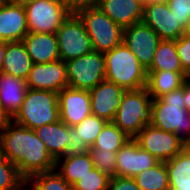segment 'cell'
I'll return each mask as SVG.
<instances>
[{
  "label": "cell",
  "mask_w": 190,
  "mask_h": 190,
  "mask_svg": "<svg viewBox=\"0 0 190 190\" xmlns=\"http://www.w3.org/2000/svg\"><path fill=\"white\" fill-rule=\"evenodd\" d=\"M0 153L16 166L25 181L56 168V161L36 132L13 120L0 131Z\"/></svg>",
  "instance_id": "1"
},
{
  "label": "cell",
  "mask_w": 190,
  "mask_h": 190,
  "mask_svg": "<svg viewBox=\"0 0 190 190\" xmlns=\"http://www.w3.org/2000/svg\"><path fill=\"white\" fill-rule=\"evenodd\" d=\"M150 124L190 145V112L185 108L183 87L152 99Z\"/></svg>",
  "instance_id": "2"
},
{
  "label": "cell",
  "mask_w": 190,
  "mask_h": 190,
  "mask_svg": "<svg viewBox=\"0 0 190 190\" xmlns=\"http://www.w3.org/2000/svg\"><path fill=\"white\" fill-rule=\"evenodd\" d=\"M74 12L85 25L93 51L105 53L123 42V28L91 1L74 5Z\"/></svg>",
  "instance_id": "3"
},
{
  "label": "cell",
  "mask_w": 190,
  "mask_h": 190,
  "mask_svg": "<svg viewBox=\"0 0 190 190\" xmlns=\"http://www.w3.org/2000/svg\"><path fill=\"white\" fill-rule=\"evenodd\" d=\"M105 79L126 90L146 87L147 70L124 42L104 53Z\"/></svg>",
  "instance_id": "4"
},
{
  "label": "cell",
  "mask_w": 190,
  "mask_h": 190,
  "mask_svg": "<svg viewBox=\"0 0 190 190\" xmlns=\"http://www.w3.org/2000/svg\"><path fill=\"white\" fill-rule=\"evenodd\" d=\"M12 120L32 130L56 123L60 120L58 93L28 88L21 108Z\"/></svg>",
  "instance_id": "5"
},
{
  "label": "cell",
  "mask_w": 190,
  "mask_h": 190,
  "mask_svg": "<svg viewBox=\"0 0 190 190\" xmlns=\"http://www.w3.org/2000/svg\"><path fill=\"white\" fill-rule=\"evenodd\" d=\"M151 103L152 97L146 87L126 90L112 122L128 137L134 139L147 124H150Z\"/></svg>",
  "instance_id": "6"
},
{
  "label": "cell",
  "mask_w": 190,
  "mask_h": 190,
  "mask_svg": "<svg viewBox=\"0 0 190 190\" xmlns=\"http://www.w3.org/2000/svg\"><path fill=\"white\" fill-rule=\"evenodd\" d=\"M27 27L33 33H54L74 11L67 0H38L24 5Z\"/></svg>",
  "instance_id": "7"
},
{
  "label": "cell",
  "mask_w": 190,
  "mask_h": 190,
  "mask_svg": "<svg viewBox=\"0 0 190 190\" xmlns=\"http://www.w3.org/2000/svg\"><path fill=\"white\" fill-rule=\"evenodd\" d=\"M65 64L70 88L90 90L105 79L104 53L92 51Z\"/></svg>",
  "instance_id": "8"
},
{
  "label": "cell",
  "mask_w": 190,
  "mask_h": 190,
  "mask_svg": "<svg viewBox=\"0 0 190 190\" xmlns=\"http://www.w3.org/2000/svg\"><path fill=\"white\" fill-rule=\"evenodd\" d=\"M59 57L66 62L93 51L85 25L73 11L56 32Z\"/></svg>",
  "instance_id": "9"
},
{
  "label": "cell",
  "mask_w": 190,
  "mask_h": 190,
  "mask_svg": "<svg viewBox=\"0 0 190 190\" xmlns=\"http://www.w3.org/2000/svg\"><path fill=\"white\" fill-rule=\"evenodd\" d=\"M139 146L160 162H166L179 154L187 144L177 135L147 124L134 138Z\"/></svg>",
  "instance_id": "10"
},
{
  "label": "cell",
  "mask_w": 190,
  "mask_h": 190,
  "mask_svg": "<svg viewBox=\"0 0 190 190\" xmlns=\"http://www.w3.org/2000/svg\"><path fill=\"white\" fill-rule=\"evenodd\" d=\"M160 41L157 33L143 22L135 23L123 29V42L146 70L151 67Z\"/></svg>",
  "instance_id": "11"
},
{
  "label": "cell",
  "mask_w": 190,
  "mask_h": 190,
  "mask_svg": "<svg viewBox=\"0 0 190 190\" xmlns=\"http://www.w3.org/2000/svg\"><path fill=\"white\" fill-rule=\"evenodd\" d=\"M27 88L59 93L68 87L66 64L61 59L44 64H33L26 79Z\"/></svg>",
  "instance_id": "12"
},
{
  "label": "cell",
  "mask_w": 190,
  "mask_h": 190,
  "mask_svg": "<svg viewBox=\"0 0 190 190\" xmlns=\"http://www.w3.org/2000/svg\"><path fill=\"white\" fill-rule=\"evenodd\" d=\"M159 162L148 151L143 150L135 139H129L116 152L115 176L133 178L138 173L152 168Z\"/></svg>",
  "instance_id": "13"
},
{
  "label": "cell",
  "mask_w": 190,
  "mask_h": 190,
  "mask_svg": "<svg viewBox=\"0 0 190 190\" xmlns=\"http://www.w3.org/2000/svg\"><path fill=\"white\" fill-rule=\"evenodd\" d=\"M60 120L69 127L92 114L89 90L66 87L58 93Z\"/></svg>",
  "instance_id": "14"
},
{
  "label": "cell",
  "mask_w": 190,
  "mask_h": 190,
  "mask_svg": "<svg viewBox=\"0 0 190 190\" xmlns=\"http://www.w3.org/2000/svg\"><path fill=\"white\" fill-rule=\"evenodd\" d=\"M142 22L150 26L161 40H177L183 35V28L178 24L167 2H156L143 8Z\"/></svg>",
  "instance_id": "15"
},
{
  "label": "cell",
  "mask_w": 190,
  "mask_h": 190,
  "mask_svg": "<svg viewBox=\"0 0 190 190\" xmlns=\"http://www.w3.org/2000/svg\"><path fill=\"white\" fill-rule=\"evenodd\" d=\"M126 89L104 79L89 90L92 114L113 121Z\"/></svg>",
  "instance_id": "16"
},
{
  "label": "cell",
  "mask_w": 190,
  "mask_h": 190,
  "mask_svg": "<svg viewBox=\"0 0 190 190\" xmlns=\"http://www.w3.org/2000/svg\"><path fill=\"white\" fill-rule=\"evenodd\" d=\"M28 32L24 5L4 0L0 6V40L22 41Z\"/></svg>",
  "instance_id": "17"
},
{
  "label": "cell",
  "mask_w": 190,
  "mask_h": 190,
  "mask_svg": "<svg viewBox=\"0 0 190 190\" xmlns=\"http://www.w3.org/2000/svg\"><path fill=\"white\" fill-rule=\"evenodd\" d=\"M91 2L123 29L142 22L143 7L136 0H91Z\"/></svg>",
  "instance_id": "18"
},
{
  "label": "cell",
  "mask_w": 190,
  "mask_h": 190,
  "mask_svg": "<svg viewBox=\"0 0 190 190\" xmlns=\"http://www.w3.org/2000/svg\"><path fill=\"white\" fill-rule=\"evenodd\" d=\"M22 42L33 64H44L60 59L57 36L54 33L28 32Z\"/></svg>",
  "instance_id": "19"
},
{
  "label": "cell",
  "mask_w": 190,
  "mask_h": 190,
  "mask_svg": "<svg viewBox=\"0 0 190 190\" xmlns=\"http://www.w3.org/2000/svg\"><path fill=\"white\" fill-rule=\"evenodd\" d=\"M27 89L25 80L0 72V103L11 119L20 110Z\"/></svg>",
  "instance_id": "20"
},
{
  "label": "cell",
  "mask_w": 190,
  "mask_h": 190,
  "mask_svg": "<svg viewBox=\"0 0 190 190\" xmlns=\"http://www.w3.org/2000/svg\"><path fill=\"white\" fill-rule=\"evenodd\" d=\"M1 72L26 81L33 62L22 41L6 42Z\"/></svg>",
  "instance_id": "21"
},
{
  "label": "cell",
  "mask_w": 190,
  "mask_h": 190,
  "mask_svg": "<svg viewBox=\"0 0 190 190\" xmlns=\"http://www.w3.org/2000/svg\"><path fill=\"white\" fill-rule=\"evenodd\" d=\"M34 131L55 161L65 156V149L69 143V126L66 123L59 120L56 123L45 124Z\"/></svg>",
  "instance_id": "22"
},
{
  "label": "cell",
  "mask_w": 190,
  "mask_h": 190,
  "mask_svg": "<svg viewBox=\"0 0 190 190\" xmlns=\"http://www.w3.org/2000/svg\"><path fill=\"white\" fill-rule=\"evenodd\" d=\"M187 78L186 72L147 71L146 89L152 99H157L181 88Z\"/></svg>",
  "instance_id": "23"
},
{
  "label": "cell",
  "mask_w": 190,
  "mask_h": 190,
  "mask_svg": "<svg viewBox=\"0 0 190 190\" xmlns=\"http://www.w3.org/2000/svg\"><path fill=\"white\" fill-rule=\"evenodd\" d=\"M165 164L170 190H190V145Z\"/></svg>",
  "instance_id": "24"
},
{
  "label": "cell",
  "mask_w": 190,
  "mask_h": 190,
  "mask_svg": "<svg viewBox=\"0 0 190 190\" xmlns=\"http://www.w3.org/2000/svg\"><path fill=\"white\" fill-rule=\"evenodd\" d=\"M63 160V162L61 161ZM62 162V163H61ZM57 171L70 185H73L80 177L87 174L94 167L90 152L83 155L63 156L56 160Z\"/></svg>",
  "instance_id": "25"
},
{
  "label": "cell",
  "mask_w": 190,
  "mask_h": 190,
  "mask_svg": "<svg viewBox=\"0 0 190 190\" xmlns=\"http://www.w3.org/2000/svg\"><path fill=\"white\" fill-rule=\"evenodd\" d=\"M147 71L185 72L176 49V40H161L155 51L151 67Z\"/></svg>",
  "instance_id": "26"
},
{
  "label": "cell",
  "mask_w": 190,
  "mask_h": 190,
  "mask_svg": "<svg viewBox=\"0 0 190 190\" xmlns=\"http://www.w3.org/2000/svg\"><path fill=\"white\" fill-rule=\"evenodd\" d=\"M141 190H170L168 170L165 162H159L133 177Z\"/></svg>",
  "instance_id": "27"
},
{
  "label": "cell",
  "mask_w": 190,
  "mask_h": 190,
  "mask_svg": "<svg viewBox=\"0 0 190 190\" xmlns=\"http://www.w3.org/2000/svg\"><path fill=\"white\" fill-rule=\"evenodd\" d=\"M128 137L119 127L112 121H108L102 131L96 137L91 147L100 148L101 151H118L128 140Z\"/></svg>",
  "instance_id": "28"
},
{
  "label": "cell",
  "mask_w": 190,
  "mask_h": 190,
  "mask_svg": "<svg viewBox=\"0 0 190 190\" xmlns=\"http://www.w3.org/2000/svg\"><path fill=\"white\" fill-rule=\"evenodd\" d=\"M29 183L32 186L31 190H73V186L56 169L29 177L25 184L29 185Z\"/></svg>",
  "instance_id": "29"
},
{
  "label": "cell",
  "mask_w": 190,
  "mask_h": 190,
  "mask_svg": "<svg viewBox=\"0 0 190 190\" xmlns=\"http://www.w3.org/2000/svg\"><path fill=\"white\" fill-rule=\"evenodd\" d=\"M24 184L16 166L0 153V190H18Z\"/></svg>",
  "instance_id": "30"
},
{
  "label": "cell",
  "mask_w": 190,
  "mask_h": 190,
  "mask_svg": "<svg viewBox=\"0 0 190 190\" xmlns=\"http://www.w3.org/2000/svg\"><path fill=\"white\" fill-rule=\"evenodd\" d=\"M107 122V120L91 114L74 127L78 131L79 137L91 147Z\"/></svg>",
  "instance_id": "31"
},
{
  "label": "cell",
  "mask_w": 190,
  "mask_h": 190,
  "mask_svg": "<svg viewBox=\"0 0 190 190\" xmlns=\"http://www.w3.org/2000/svg\"><path fill=\"white\" fill-rule=\"evenodd\" d=\"M110 177L93 167L72 186L73 190H108Z\"/></svg>",
  "instance_id": "32"
},
{
  "label": "cell",
  "mask_w": 190,
  "mask_h": 190,
  "mask_svg": "<svg viewBox=\"0 0 190 190\" xmlns=\"http://www.w3.org/2000/svg\"><path fill=\"white\" fill-rule=\"evenodd\" d=\"M94 167L113 178L116 173V151H101L100 148L90 147Z\"/></svg>",
  "instance_id": "33"
},
{
  "label": "cell",
  "mask_w": 190,
  "mask_h": 190,
  "mask_svg": "<svg viewBox=\"0 0 190 190\" xmlns=\"http://www.w3.org/2000/svg\"><path fill=\"white\" fill-rule=\"evenodd\" d=\"M168 7L184 29L190 22V0H168Z\"/></svg>",
  "instance_id": "34"
},
{
  "label": "cell",
  "mask_w": 190,
  "mask_h": 190,
  "mask_svg": "<svg viewBox=\"0 0 190 190\" xmlns=\"http://www.w3.org/2000/svg\"><path fill=\"white\" fill-rule=\"evenodd\" d=\"M90 147L79 137L75 127H69V143L65 149V156L83 155L89 152Z\"/></svg>",
  "instance_id": "35"
},
{
  "label": "cell",
  "mask_w": 190,
  "mask_h": 190,
  "mask_svg": "<svg viewBox=\"0 0 190 190\" xmlns=\"http://www.w3.org/2000/svg\"><path fill=\"white\" fill-rule=\"evenodd\" d=\"M176 49L183 70L190 74V39L182 35L176 40Z\"/></svg>",
  "instance_id": "36"
},
{
  "label": "cell",
  "mask_w": 190,
  "mask_h": 190,
  "mask_svg": "<svg viewBox=\"0 0 190 190\" xmlns=\"http://www.w3.org/2000/svg\"><path fill=\"white\" fill-rule=\"evenodd\" d=\"M108 190H141V189L137 186L133 178L114 176L109 180Z\"/></svg>",
  "instance_id": "37"
},
{
  "label": "cell",
  "mask_w": 190,
  "mask_h": 190,
  "mask_svg": "<svg viewBox=\"0 0 190 190\" xmlns=\"http://www.w3.org/2000/svg\"><path fill=\"white\" fill-rule=\"evenodd\" d=\"M184 89V104L187 111L190 112V79H186L182 85Z\"/></svg>",
  "instance_id": "38"
},
{
  "label": "cell",
  "mask_w": 190,
  "mask_h": 190,
  "mask_svg": "<svg viewBox=\"0 0 190 190\" xmlns=\"http://www.w3.org/2000/svg\"><path fill=\"white\" fill-rule=\"evenodd\" d=\"M12 119L3 109L0 103V131L11 121Z\"/></svg>",
  "instance_id": "39"
},
{
  "label": "cell",
  "mask_w": 190,
  "mask_h": 190,
  "mask_svg": "<svg viewBox=\"0 0 190 190\" xmlns=\"http://www.w3.org/2000/svg\"><path fill=\"white\" fill-rule=\"evenodd\" d=\"M5 49H6V42L0 40V72L2 69L3 65V60H4V54H5Z\"/></svg>",
  "instance_id": "40"
},
{
  "label": "cell",
  "mask_w": 190,
  "mask_h": 190,
  "mask_svg": "<svg viewBox=\"0 0 190 190\" xmlns=\"http://www.w3.org/2000/svg\"><path fill=\"white\" fill-rule=\"evenodd\" d=\"M9 1L21 4V5H25V4L32 3L38 0H9Z\"/></svg>",
  "instance_id": "41"
},
{
  "label": "cell",
  "mask_w": 190,
  "mask_h": 190,
  "mask_svg": "<svg viewBox=\"0 0 190 190\" xmlns=\"http://www.w3.org/2000/svg\"><path fill=\"white\" fill-rule=\"evenodd\" d=\"M183 36L190 39V22L183 29Z\"/></svg>",
  "instance_id": "42"
},
{
  "label": "cell",
  "mask_w": 190,
  "mask_h": 190,
  "mask_svg": "<svg viewBox=\"0 0 190 190\" xmlns=\"http://www.w3.org/2000/svg\"><path fill=\"white\" fill-rule=\"evenodd\" d=\"M143 8L148 5L153 3V0H136Z\"/></svg>",
  "instance_id": "43"
},
{
  "label": "cell",
  "mask_w": 190,
  "mask_h": 190,
  "mask_svg": "<svg viewBox=\"0 0 190 190\" xmlns=\"http://www.w3.org/2000/svg\"><path fill=\"white\" fill-rule=\"evenodd\" d=\"M69 1L73 6L79 3L89 2L91 0H67Z\"/></svg>",
  "instance_id": "44"
},
{
  "label": "cell",
  "mask_w": 190,
  "mask_h": 190,
  "mask_svg": "<svg viewBox=\"0 0 190 190\" xmlns=\"http://www.w3.org/2000/svg\"><path fill=\"white\" fill-rule=\"evenodd\" d=\"M156 2H168V0H153V3H156Z\"/></svg>",
  "instance_id": "45"
},
{
  "label": "cell",
  "mask_w": 190,
  "mask_h": 190,
  "mask_svg": "<svg viewBox=\"0 0 190 190\" xmlns=\"http://www.w3.org/2000/svg\"><path fill=\"white\" fill-rule=\"evenodd\" d=\"M25 186H27L26 184H24L21 188H19L18 190H22L25 188Z\"/></svg>",
  "instance_id": "46"
}]
</instances>
